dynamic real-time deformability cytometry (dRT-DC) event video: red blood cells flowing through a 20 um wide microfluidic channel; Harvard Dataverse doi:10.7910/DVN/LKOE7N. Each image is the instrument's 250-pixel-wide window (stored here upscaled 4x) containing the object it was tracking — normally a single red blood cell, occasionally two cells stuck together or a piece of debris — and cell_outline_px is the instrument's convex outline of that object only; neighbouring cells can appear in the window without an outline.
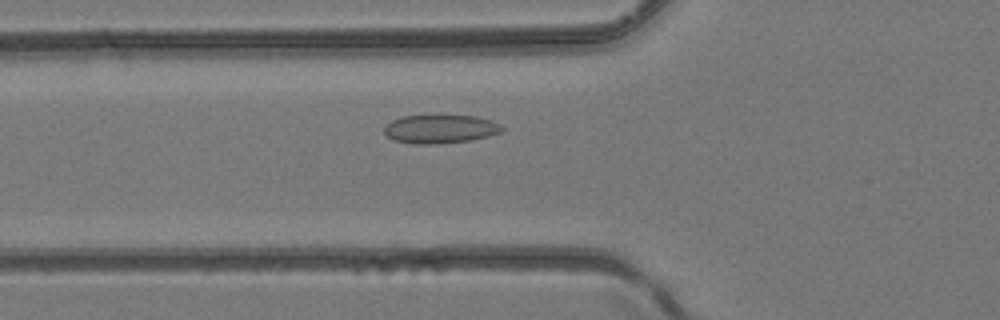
{"species": "common noctule bat (a hibernating species)", "species_latin": "Nyctalus noctula", "temperature_condition": "room temperature", "stored_images_in_passage": 30, "camera_frame_rate_fps": 3000, "um_per_image_px": 0.085, "animal": {"sex": "female", "body_mass_g": 24.6, "forearm_length_mm": 56.2}, "frame": {"image": 1, "passage_image": 3, "time_ms": 0.667, "image_size_px": [1000, 320], "cell_outline_px": [[504, 128], [500, 132], [488, 136], [472, 140], [436, 144], [416, 144], [392, 140], [384, 132], [384, 128], [392, 120], [400, 116], [476, 116], [492, 120], [500, 124]], "centroid_in_image_um": [37.42, 10.97], "position_along_channel_um": 88.4, "area_um2": 19.54}}
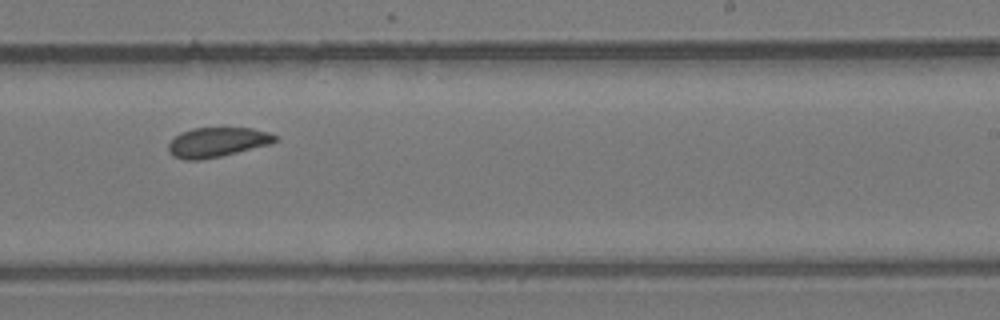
{"frame": {"image": 2, "passage_image": 14, "time_ms": 4.333, "image_size_px": [1000, 320], "cell_outline_px": [[280, 140], [268, 144], [220, 156], [200, 160], [184, 160], [172, 156], [168, 152], [168, 144], [180, 132], [192, 128], [252, 128], [268, 132], [276, 136]], "centroid_in_image_um": [18.42, 12.09], "position_along_channel_um": 270.6, "area_um2": 18.32}}
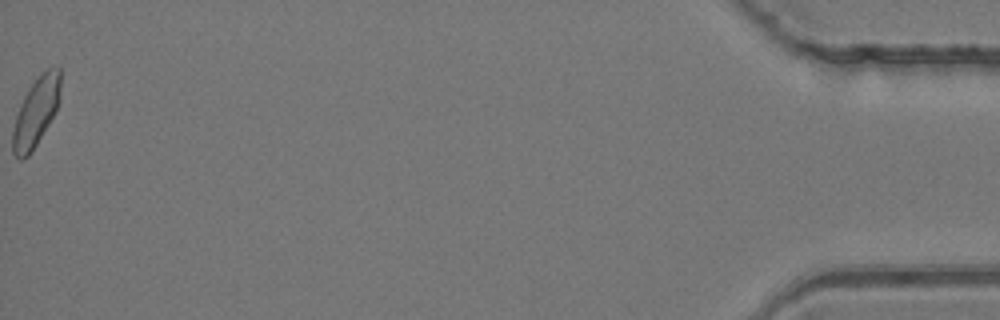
{"frame": {"image": 3, "passage_image": 30, "time_ms": 9.667, "image_size_px": [1000, 320], "cell_outline_px": [[60, 100], [48, 124], [32, 152], [28, 156], [20, 160], [12, 152], [12, 132], [16, 116], [20, 104], [28, 88], [48, 68], [60, 64]], "centroid_in_image_um": [3.05, 9.52], "position_along_channel_um": 432.1, "area_um2": 18.96}}